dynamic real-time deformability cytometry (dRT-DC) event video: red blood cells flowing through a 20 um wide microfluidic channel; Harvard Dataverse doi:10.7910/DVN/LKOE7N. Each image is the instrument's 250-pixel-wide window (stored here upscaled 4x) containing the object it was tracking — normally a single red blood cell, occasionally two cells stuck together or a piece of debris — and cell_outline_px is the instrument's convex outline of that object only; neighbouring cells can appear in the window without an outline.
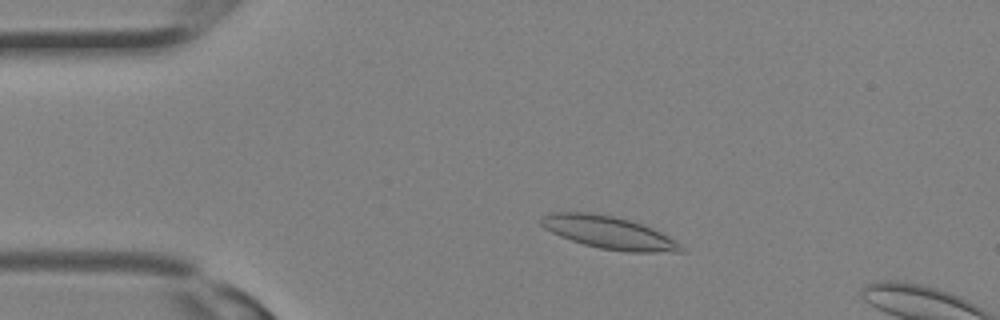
{"species": "Egyptian fruit bat (a non-hibernating species)", "species_latin": "Rousettus aegyptiacus", "temperature_condition": "room temperature", "stored_images_in_passage": 4, "camera_frame_rate_fps": 3000, "um_per_image_px": 0.085, "animal": {"sex": "female"}, "frame": {"image": 1, "passage_image": 1, "time_ms": 0.0, "image_size_px": [1000, 320], "cell_outline_px": [[684, 252], [628, 252], [600, 248], [584, 244], [560, 236], [544, 228], [540, 224], [540, 216], [552, 212], [588, 212], [612, 216], [628, 220], [652, 228], [676, 240], [680, 244]], "centroid_in_image_um": [51.73, 19.76], "position_along_channel_um": 33.3, "area_um2": 26.36}}